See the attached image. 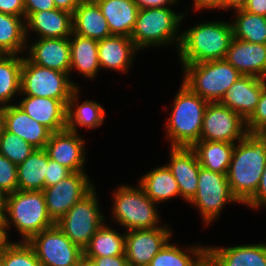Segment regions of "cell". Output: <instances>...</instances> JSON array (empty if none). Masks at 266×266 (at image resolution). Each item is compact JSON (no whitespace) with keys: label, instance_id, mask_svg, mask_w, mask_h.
Listing matches in <instances>:
<instances>
[{"label":"cell","instance_id":"28","mask_svg":"<svg viewBox=\"0 0 266 266\" xmlns=\"http://www.w3.org/2000/svg\"><path fill=\"white\" fill-rule=\"evenodd\" d=\"M69 42L71 47L70 76L71 71L76 70L84 78L91 80L97 77L101 69L98 61V40L72 32Z\"/></svg>","mask_w":266,"mask_h":266},{"label":"cell","instance_id":"21","mask_svg":"<svg viewBox=\"0 0 266 266\" xmlns=\"http://www.w3.org/2000/svg\"><path fill=\"white\" fill-rule=\"evenodd\" d=\"M5 129L28 142L35 149L45 148L52 132L29 117L17 104L4 106Z\"/></svg>","mask_w":266,"mask_h":266},{"label":"cell","instance_id":"26","mask_svg":"<svg viewBox=\"0 0 266 266\" xmlns=\"http://www.w3.org/2000/svg\"><path fill=\"white\" fill-rule=\"evenodd\" d=\"M105 17L111 35L131 37L139 7L133 0H95Z\"/></svg>","mask_w":266,"mask_h":266},{"label":"cell","instance_id":"45","mask_svg":"<svg viewBox=\"0 0 266 266\" xmlns=\"http://www.w3.org/2000/svg\"><path fill=\"white\" fill-rule=\"evenodd\" d=\"M86 258L93 260L97 266H129L125 255Z\"/></svg>","mask_w":266,"mask_h":266},{"label":"cell","instance_id":"18","mask_svg":"<svg viewBox=\"0 0 266 266\" xmlns=\"http://www.w3.org/2000/svg\"><path fill=\"white\" fill-rule=\"evenodd\" d=\"M225 60L242 75L266 79V44L232 38Z\"/></svg>","mask_w":266,"mask_h":266},{"label":"cell","instance_id":"50","mask_svg":"<svg viewBox=\"0 0 266 266\" xmlns=\"http://www.w3.org/2000/svg\"><path fill=\"white\" fill-rule=\"evenodd\" d=\"M247 0H223V10H237L243 9Z\"/></svg>","mask_w":266,"mask_h":266},{"label":"cell","instance_id":"16","mask_svg":"<svg viewBox=\"0 0 266 266\" xmlns=\"http://www.w3.org/2000/svg\"><path fill=\"white\" fill-rule=\"evenodd\" d=\"M27 43L26 56L34 64L67 73L70 76L71 47L67 38H37Z\"/></svg>","mask_w":266,"mask_h":266},{"label":"cell","instance_id":"48","mask_svg":"<svg viewBox=\"0 0 266 266\" xmlns=\"http://www.w3.org/2000/svg\"><path fill=\"white\" fill-rule=\"evenodd\" d=\"M137 6L142 8H153V7H167L175 3H178L179 0H133ZM167 5V6H166Z\"/></svg>","mask_w":266,"mask_h":266},{"label":"cell","instance_id":"40","mask_svg":"<svg viewBox=\"0 0 266 266\" xmlns=\"http://www.w3.org/2000/svg\"><path fill=\"white\" fill-rule=\"evenodd\" d=\"M17 190V165L0 154V191L8 195Z\"/></svg>","mask_w":266,"mask_h":266},{"label":"cell","instance_id":"6","mask_svg":"<svg viewBox=\"0 0 266 266\" xmlns=\"http://www.w3.org/2000/svg\"><path fill=\"white\" fill-rule=\"evenodd\" d=\"M181 68L182 83L209 103L220 102L230 86L242 75L225 59L182 64Z\"/></svg>","mask_w":266,"mask_h":266},{"label":"cell","instance_id":"35","mask_svg":"<svg viewBox=\"0 0 266 266\" xmlns=\"http://www.w3.org/2000/svg\"><path fill=\"white\" fill-rule=\"evenodd\" d=\"M83 251L85 257L125 255V233L121 234L104 222Z\"/></svg>","mask_w":266,"mask_h":266},{"label":"cell","instance_id":"43","mask_svg":"<svg viewBox=\"0 0 266 266\" xmlns=\"http://www.w3.org/2000/svg\"><path fill=\"white\" fill-rule=\"evenodd\" d=\"M54 0H24L25 20L35 12L55 9Z\"/></svg>","mask_w":266,"mask_h":266},{"label":"cell","instance_id":"24","mask_svg":"<svg viewBox=\"0 0 266 266\" xmlns=\"http://www.w3.org/2000/svg\"><path fill=\"white\" fill-rule=\"evenodd\" d=\"M26 38L30 31L37 38H67L72 35V13L57 8L32 13L25 21Z\"/></svg>","mask_w":266,"mask_h":266},{"label":"cell","instance_id":"1","mask_svg":"<svg viewBox=\"0 0 266 266\" xmlns=\"http://www.w3.org/2000/svg\"><path fill=\"white\" fill-rule=\"evenodd\" d=\"M265 164L266 134L248 133L235 143L227 180L239 204L245 205L255 195Z\"/></svg>","mask_w":266,"mask_h":266},{"label":"cell","instance_id":"52","mask_svg":"<svg viewBox=\"0 0 266 266\" xmlns=\"http://www.w3.org/2000/svg\"><path fill=\"white\" fill-rule=\"evenodd\" d=\"M5 130L4 106L0 105V140Z\"/></svg>","mask_w":266,"mask_h":266},{"label":"cell","instance_id":"42","mask_svg":"<svg viewBox=\"0 0 266 266\" xmlns=\"http://www.w3.org/2000/svg\"><path fill=\"white\" fill-rule=\"evenodd\" d=\"M249 206L250 209H259L260 207L266 208V164L263 170L258 189L255 195L245 204Z\"/></svg>","mask_w":266,"mask_h":266},{"label":"cell","instance_id":"17","mask_svg":"<svg viewBox=\"0 0 266 266\" xmlns=\"http://www.w3.org/2000/svg\"><path fill=\"white\" fill-rule=\"evenodd\" d=\"M170 161L167 165L176 179L180 197L189 202L197 192L198 174L201 165L191 147H169Z\"/></svg>","mask_w":266,"mask_h":266},{"label":"cell","instance_id":"54","mask_svg":"<svg viewBox=\"0 0 266 266\" xmlns=\"http://www.w3.org/2000/svg\"><path fill=\"white\" fill-rule=\"evenodd\" d=\"M5 197L6 195L0 191V219H3L5 211Z\"/></svg>","mask_w":266,"mask_h":266},{"label":"cell","instance_id":"32","mask_svg":"<svg viewBox=\"0 0 266 266\" xmlns=\"http://www.w3.org/2000/svg\"><path fill=\"white\" fill-rule=\"evenodd\" d=\"M206 260L207 246L194 244L182 250L168 241L148 266H202Z\"/></svg>","mask_w":266,"mask_h":266},{"label":"cell","instance_id":"51","mask_svg":"<svg viewBox=\"0 0 266 266\" xmlns=\"http://www.w3.org/2000/svg\"><path fill=\"white\" fill-rule=\"evenodd\" d=\"M8 239L9 237L6 235L3 219H0V251H2L5 245L9 242Z\"/></svg>","mask_w":266,"mask_h":266},{"label":"cell","instance_id":"3","mask_svg":"<svg viewBox=\"0 0 266 266\" xmlns=\"http://www.w3.org/2000/svg\"><path fill=\"white\" fill-rule=\"evenodd\" d=\"M3 224L7 237V231L15 226L22 236L21 241L28 242L34 235L54 226L55 222L48 214L42 191L17 190L5 197Z\"/></svg>","mask_w":266,"mask_h":266},{"label":"cell","instance_id":"49","mask_svg":"<svg viewBox=\"0 0 266 266\" xmlns=\"http://www.w3.org/2000/svg\"><path fill=\"white\" fill-rule=\"evenodd\" d=\"M82 0H54L56 8L72 13L79 6Z\"/></svg>","mask_w":266,"mask_h":266},{"label":"cell","instance_id":"13","mask_svg":"<svg viewBox=\"0 0 266 266\" xmlns=\"http://www.w3.org/2000/svg\"><path fill=\"white\" fill-rule=\"evenodd\" d=\"M87 175L85 172H72L57 184L44 188L47 211L55 223L95 187Z\"/></svg>","mask_w":266,"mask_h":266},{"label":"cell","instance_id":"44","mask_svg":"<svg viewBox=\"0 0 266 266\" xmlns=\"http://www.w3.org/2000/svg\"><path fill=\"white\" fill-rule=\"evenodd\" d=\"M0 12L25 18L24 0H0Z\"/></svg>","mask_w":266,"mask_h":266},{"label":"cell","instance_id":"33","mask_svg":"<svg viewBox=\"0 0 266 266\" xmlns=\"http://www.w3.org/2000/svg\"><path fill=\"white\" fill-rule=\"evenodd\" d=\"M23 55L0 56V105H12L14 96L21 92V69Z\"/></svg>","mask_w":266,"mask_h":266},{"label":"cell","instance_id":"12","mask_svg":"<svg viewBox=\"0 0 266 266\" xmlns=\"http://www.w3.org/2000/svg\"><path fill=\"white\" fill-rule=\"evenodd\" d=\"M248 134L246 121L219 102L208 103L200 140L237 143Z\"/></svg>","mask_w":266,"mask_h":266},{"label":"cell","instance_id":"30","mask_svg":"<svg viewBox=\"0 0 266 266\" xmlns=\"http://www.w3.org/2000/svg\"><path fill=\"white\" fill-rule=\"evenodd\" d=\"M234 147L235 143L200 140L191 148L201 167L227 175Z\"/></svg>","mask_w":266,"mask_h":266},{"label":"cell","instance_id":"29","mask_svg":"<svg viewBox=\"0 0 266 266\" xmlns=\"http://www.w3.org/2000/svg\"><path fill=\"white\" fill-rule=\"evenodd\" d=\"M138 184L156 204L180 196L179 185L167 165L147 172L141 176Z\"/></svg>","mask_w":266,"mask_h":266},{"label":"cell","instance_id":"41","mask_svg":"<svg viewBox=\"0 0 266 266\" xmlns=\"http://www.w3.org/2000/svg\"><path fill=\"white\" fill-rule=\"evenodd\" d=\"M71 170L49 158L47 174L45 175V187L53 186L62 179L68 177Z\"/></svg>","mask_w":266,"mask_h":266},{"label":"cell","instance_id":"8","mask_svg":"<svg viewBox=\"0 0 266 266\" xmlns=\"http://www.w3.org/2000/svg\"><path fill=\"white\" fill-rule=\"evenodd\" d=\"M67 73L32 63L23 55L20 94L61 100L66 106L78 87Z\"/></svg>","mask_w":266,"mask_h":266},{"label":"cell","instance_id":"14","mask_svg":"<svg viewBox=\"0 0 266 266\" xmlns=\"http://www.w3.org/2000/svg\"><path fill=\"white\" fill-rule=\"evenodd\" d=\"M167 225L153 229L125 232V256L129 266H148L152 258L171 239L173 231Z\"/></svg>","mask_w":266,"mask_h":266},{"label":"cell","instance_id":"46","mask_svg":"<svg viewBox=\"0 0 266 266\" xmlns=\"http://www.w3.org/2000/svg\"><path fill=\"white\" fill-rule=\"evenodd\" d=\"M193 8L196 11H202V9L212 10L218 9L223 10V0H193Z\"/></svg>","mask_w":266,"mask_h":266},{"label":"cell","instance_id":"39","mask_svg":"<svg viewBox=\"0 0 266 266\" xmlns=\"http://www.w3.org/2000/svg\"><path fill=\"white\" fill-rule=\"evenodd\" d=\"M248 133L266 134V79H263V89L255 111L246 120Z\"/></svg>","mask_w":266,"mask_h":266},{"label":"cell","instance_id":"15","mask_svg":"<svg viewBox=\"0 0 266 266\" xmlns=\"http://www.w3.org/2000/svg\"><path fill=\"white\" fill-rule=\"evenodd\" d=\"M84 142L79 133L69 131L66 128L52 133L44 149L50 159L72 172H85L86 151Z\"/></svg>","mask_w":266,"mask_h":266},{"label":"cell","instance_id":"27","mask_svg":"<svg viewBox=\"0 0 266 266\" xmlns=\"http://www.w3.org/2000/svg\"><path fill=\"white\" fill-rule=\"evenodd\" d=\"M79 87L71 94L66 110V128L69 131L79 133L77 127L90 129L101 126L105 118V109L100 103L86 100L79 102Z\"/></svg>","mask_w":266,"mask_h":266},{"label":"cell","instance_id":"37","mask_svg":"<svg viewBox=\"0 0 266 266\" xmlns=\"http://www.w3.org/2000/svg\"><path fill=\"white\" fill-rule=\"evenodd\" d=\"M3 266H41L36 253L28 242L9 241L2 249Z\"/></svg>","mask_w":266,"mask_h":266},{"label":"cell","instance_id":"53","mask_svg":"<svg viewBox=\"0 0 266 266\" xmlns=\"http://www.w3.org/2000/svg\"><path fill=\"white\" fill-rule=\"evenodd\" d=\"M78 266H97L96 263L91 260V259H88L86 258L85 256H83L79 263H78Z\"/></svg>","mask_w":266,"mask_h":266},{"label":"cell","instance_id":"38","mask_svg":"<svg viewBox=\"0 0 266 266\" xmlns=\"http://www.w3.org/2000/svg\"><path fill=\"white\" fill-rule=\"evenodd\" d=\"M35 150L28 142L15 134L4 130L0 140V154L18 165L24 162Z\"/></svg>","mask_w":266,"mask_h":266},{"label":"cell","instance_id":"47","mask_svg":"<svg viewBox=\"0 0 266 266\" xmlns=\"http://www.w3.org/2000/svg\"><path fill=\"white\" fill-rule=\"evenodd\" d=\"M243 10L266 17V0H247Z\"/></svg>","mask_w":266,"mask_h":266},{"label":"cell","instance_id":"56","mask_svg":"<svg viewBox=\"0 0 266 266\" xmlns=\"http://www.w3.org/2000/svg\"><path fill=\"white\" fill-rule=\"evenodd\" d=\"M0 266H3V262H2V251H0Z\"/></svg>","mask_w":266,"mask_h":266},{"label":"cell","instance_id":"2","mask_svg":"<svg viewBox=\"0 0 266 266\" xmlns=\"http://www.w3.org/2000/svg\"><path fill=\"white\" fill-rule=\"evenodd\" d=\"M233 38L230 22L210 21L195 24L181 32L177 54L181 64L225 59Z\"/></svg>","mask_w":266,"mask_h":266},{"label":"cell","instance_id":"20","mask_svg":"<svg viewBox=\"0 0 266 266\" xmlns=\"http://www.w3.org/2000/svg\"><path fill=\"white\" fill-rule=\"evenodd\" d=\"M207 260L213 266H266V243L207 246Z\"/></svg>","mask_w":266,"mask_h":266},{"label":"cell","instance_id":"11","mask_svg":"<svg viewBox=\"0 0 266 266\" xmlns=\"http://www.w3.org/2000/svg\"><path fill=\"white\" fill-rule=\"evenodd\" d=\"M28 243L41 266H78L84 251L74 244L55 224L34 235Z\"/></svg>","mask_w":266,"mask_h":266},{"label":"cell","instance_id":"23","mask_svg":"<svg viewBox=\"0 0 266 266\" xmlns=\"http://www.w3.org/2000/svg\"><path fill=\"white\" fill-rule=\"evenodd\" d=\"M139 51L130 37L111 35L98 40V61L101 69L127 73Z\"/></svg>","mask_w":266,"mask_h":266},{"label":"cell","instance_id":"55","mask_svg":"<svg viewBox=\"0 0 266 266\" xmlns=\"http://www.w3.org/2000/svg\"><path fill=\"white\" fill-rule=\"evenodd\" d=\"M202 266H213L208 260H206Z\"/></svg>","mask_w":266,"mask_h":266},{"label":"cell","instance_id":"25","mask_svg":"<svg viewBox=\"0 0 266 266\" xmlns=\"http://www.w3.org/2000/svg\"><path fill=\"white\" fill-rule=\"evenodd\" d=\"M73 33L95 40L111 36L108 23L96 1L82 0L72 14Z\"/></svg>","mask_w":266,"mask_h":266},{"label":"cell","instance_id":"19","mask_svg":"<svg viewBox=\"0 0 266 266\" xmlns=\"http://www.w3.org/2000/svg\"><path fill=\"white\" fill-rule=\"evenodd\" d=\"M262 89V78L241 75L230 86L219 103L230 108L246 121L255 111Z\"/></svg>","mask_w":266,"mask_h":266},{"label":"cell","instance_id":"34","mask_svg":"<svg viewBox=\"0 0 266 266\" xmlns=\"http://www.w3.org/2000/svg\"><path fill=\"white\" fill-rule=\"evenodd\" d=\"M25 18L0 12V52L22 55L26 51Z\"/></svg>","mask_w":266,"mask_h":266},{"label":"cell","instance_id":"5","mask_svg":"<svg viewBox=\"0 0 266 266\" xmlns=\"http://www.w3.org/2000/svg\"><path fill=\"white\" fill-rule=\"evenodd\" d=\"M184 17V13H176L170 6L139 9L130 38L140 51L172 43L179 49L181 33L178 29Z\"/></svg>","mask_w":266,"mask_h":266},{"label":"cell","instance_id":"4","mask_svg":"<svg viewBox=\"0 0 266 266\" xmlns=\"http://www.w3.org/2000/svg\"><path fill=\"white\" fill-rule=\"evenodd\" d=\"M208 103L181 83L165 124L170 147H192L200 141L203 117Z\"/></svg>","mask_w":266,"mask_h":266},{"label":"cell","instance_id":"10","mask_svg":"<svg viewBox=\"0 0 266 266\" xmlns=\"http://www.w3.org/2000/svg\"><path fill=\"white\" fill-rule=\"evenodd\" d=\"M188 203L198 208L197 210L207 226L220 216L226 204H236L239 201L231 192L226 174L200 167L197 192Z\"/></svg>","mask_w":266,"mask_h":266},{"label":"cell","instance_id":"36","mask_svg":"<svg viewBox=\"0 0 266 266\" xmlns=\"http://www.w3.org/2000/svg\"><path fill=\"white\" fill-rule=\"evenodd\" d=\"M231 21L233 37L250 43L266 44V17L243 9L235 12Z\"/></svg>","mask_w":266,"mask_h":266},{"label":"cell","instance_id":"31","mask_svg":"<svg viewBox=\"0 0 266 266\" xmlns=\"http://www.w3.org/2000/svg\"><path fill=\"white\" fill-rule=\"evenodd\" d=\"M49 156L45 149H35L22 163L17 165L18 190L43 191Z\"/></svg>","mask_w":266,"mask_h":266},{"label":"cell","instance_id":"7","mask_svg":"<svg viewBox=\"0 0 266 266\" xmlns=\"http://www.w3.org/2000/svg\"><path fill=\"white\" fill-rule=\"evenodd\" d=\"M113 192L112 221L125 227V230L153 229L159 225L160 213L143 188L137 184L121 185ZM116 219V220H115Z\"/></svg>","mask_w":266,"mask_h":266},{"label":"cell","instance_id":"22","mask_svg":"<svg viewBox=\"0 0 266 266\" xmlns=\"http://www.w3.org/2000/svg\"><path fill=\"white\" fill-rule=\"evenodd\" d=\"M17 104L29 117L47 127L52 133L66 129L67 106L52 98L24 95Z\"/></svg>","mask_w":266,"mask_h":266},{"label":"cell","instance_id":"9","mask_svg":"<svg viewBox=\"0 0 266 266\" xmlns=\"http://www.w3.org/2000/svg\"><path fill=\"white\" fill-rule=\"evenodd\" d=\"M95 191L94 187L55 223L82 250L107 218L103 216Z\"/></svg>","mask_w":266,"mask_h":266}]
</instances>
